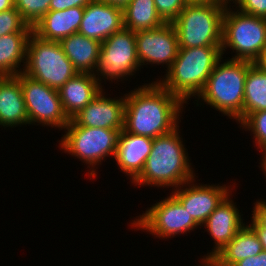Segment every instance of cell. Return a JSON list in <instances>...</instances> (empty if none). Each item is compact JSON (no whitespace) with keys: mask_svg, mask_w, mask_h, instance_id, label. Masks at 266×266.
I'll return each mask as SVG.
<instances>
[{"mask_svg":"<svg viewBox=\"0 0 266 266\" xmlns=\"http://www.w3.org/2000/svg\"><path fill=\"white\" fill-rule=\"evenodd\" d=\"M92 0H51L49 11H61L73 7H85Z\"/></svg>","mask_w":266,"mask_h":266,"instance_id":"32","label":"cell"},{"mask_svg":"<svg viewBox=\"0 0 266 266\" xmlns=\"http://www.w3.org/2000/svg\"><path fill=\"white\" fill-rule=\"evenodd\" d=\"M252 220L249 224L256 233H266V200L256 201L254 203Z\"/></svg>","mask_w":266,"mask_h":266,"instance_id":"31","label":"cell"},{"mask_svg":"<svg viewBox=\"0 0 266 266\" xmlns=\"http://www.w3.org/2000/svg\"><path fill=\"white\" fill-rule=\"evenodd\" d=\"M262 244L263 250L266 251V233H256Z\"/></svg>","mask_w":266,"mask_h":266,"instance_id":"38","label":"cell"},{"mask_svg":"<svg viewBox=\"0 0 266 266\" xmlns=\"http://www.w3.org/2000/svg\"><path fill=\"white\" fill-rule=\"evenodd\" d=\"M227 48L236 53L231 60L254 63L266 49V19L231 9L227 4L223 16L222 56Z\"/></svg>","mask_w":266,"mask_h":266,"instance_id":"6","label":"cell"},{"mask_svg":"<svg viewBox=\"0 0 266 266\" xmlns=\"http://www.w3.org/2000/svg\"><path fill=\"white\" fill-rule=\"evenodd\" d=\"M215 266H219L217 260L215 259Z\"/></svg>","mask_w":266,"mask_h":266,"instance_id":"41","label":"cell"},{"mask_svg":"<svg viewBox=\"0 0 266 266\" xmlns=\"http://www.w3.org/2000/svg\"><path fill=\"white\" fill-rule=\"evenodd\" d=\"M195 181L194 178L182 184L180 187L173 189L171 194L181 203L189 213V216L201 227L209 215L232 191L229 190L231 188L228 185H202L199 183V186L198 184H194Z\"/></svg>","mask_w":266,"mask_h":266,"instance_id":"13","label":"cell"},{"mask_svg":"<svg viewBox=\"0 0 266 266\" xmlns=\"http://www.w3.org/2000/svg\"><path fill=\"white\" fill-rule=\"evenodd\" d=\"M226 5L219 2H189L172 22L179 48L221 46Z\"/></svg>","mask_w":266,"mask_h":266,"instance_id":"5","label":"cell"},{"mask_svg":"<svg viewBox=\"0 0 266 266\" xmlns=\"http://www.w3.org/2000/svg\"><path fill=\"white\" fill-rule=\"evenodd\" d=\"M59 43L79 73H95L99 62L101 42L75 33L65 37Z\"/></svg>","mask_w":266,"mask_h":266,"instance_id":"21","label":"cell"},{"mask_svg":"<svg viewBox=\"0 0 266 266\" xmlns=\"http://www.w3.org/2000/svg\"><path fill=\"white\" fill-rule=\"evenodd\" d=\"M183 104L157 81L145 83L125 94L123 130L153 139L166 135L179 126Z\"/></svg>","mask_w":266,"mask_h":266,"instance_id":"1","label":"cell"},{"mask_svg":"<svg viewBox=\"0 0 266 266\" xmlns=\"http://www.w3.org/2000/svg\"><path fill=\"white\" fill-rule=\"evenodd\" d=\"M51 0H16L15 8L22 18L32 26L49 12Z\"/></svg>","mask_w":266,"mask_h":266,"instance_id":"27","label":"cell"},{"mask_svg":"<svg viewBox=\"0 0 266 266\" xmlns=\"http://www.w3.org/2000/svg\"><path fill=\"white\" fill-rule=\"evenodd\" d=\"M147 209L145 213L138 216L137 219L135 218L136 221L132 220L131 227L148 231L152 236L159 237V239L187 234V232H192L199 227L172 194Z\"/></svg>","mask_w":266,"mask_h":266,"instance_id":"10","label":"cell"},{"mask_svg":"<svg viewBox=\"0 0 266 266\" xmlns=\"http://www.w3.org/2000/svg\"><path fill=\"white\" fill-rule=\"evenodd\" d=\"M266 110V72L253 63L244 87L243 121L254 112Z\"/></svg>","mask_w":266,"mask_h":266,"instance_id":"25","label":"cell"},{"mask_svg":"<svg viewBox=\"0 0 266 266\" xmlns=\"http://www.w3.org/2000/svg\"><path fill=\"white\" fill-rule=\"evenodd\" d=\"M29 124L21 81L17 76H0V125L18 127Z\"/></svg>","mask_w":266,"mask_h":266,"instance_id":"20","label":"cell"},{"mask_svg":"<svg viewBox=\"0 0 266 266\" xmlns=\"http://www.w3.org/2000/svg\"><path fill=\"white\" fill-rule=\"evenodd\" d=\"M216 63L215 68L207 79L204 89L197 96L210 105L211 108L223 115L233 118L237 124L243 122L244 87L248 68L253 62L247 60H222ZM223 62V63H221Z\"/></svg>","mask_w":266,"mask_h":266,"instance_id":"4","label":"cell"},{"mask_svg":"<svg viewBox=\"0 0 266 266\" xmlns=\"http://www.w3.org/2000/svg\"><path fill=\"white\" fill-rule=\"evenodd\" d=\"M15 8L14 0H0V12Z\"/></svg>","mask_w":266,"mask_h":266,"instance_id":"35","label":"cell"},{"mask_svg":"<svg viewBox=\"0 0 266 266\" xmlns=\"http://www.w3.org/2000/svg\"><path fill=\"white\" fill-rule=\"evenodd\" d=\"M23 73L59 90L78 71L65 55L59 42L42 40L32 33L27 43Z\"/></svg>","mask_w":266,"mask_h":266,"instance_id":"8","label":"cell"},{"mask_svg":"<svg viewBox=\"0 0 266 266\" xmlns=\"http://www.w3.org/2000/svg\"><path fill=\"white\" fill-rule=\"evenodd\" d=\"M140 67L135 32L123 28L101 42L99 62L94 76L101 86L102 79H109L111 82L125 80V77L133 76Z\"/></svg>","mask_w":266,"mask_h":266,"instance_id":"9","label":"cell"},{"mask_svg":"<svg viewBox=\"0 0 266 266\" xmlns=\"http://www.w3.org/2000/svg\"><path fill=\"white\" fill-rule=\"evenodd\" d=\"M67 131H66V130ZM65 134L59 140V147L64 152L79 158L89 169V176L95 178L97 175L96 165L101 164L106 157H113L121 130L92 128L77 126L72 120L64 128ZM93 167V168H92Z\"/></svg>","mask_w":266,"mask_h":266,"instance_id":"7","label":"cell"},{"mask_svg":"<svg viewBox=\"0 0 266 266\" xmlns=\"http://www.w3.org/2000/svg\"><path fill=\"white\" fill-rule=\"evenodd\" d=\"M156 10L165 23H172L189 0H154Z\"/></svg>","mask_w":266,"mask_h":266,"instance_id":"29","label":"cell"},{"mask_svg":"<svg viewBox=\"0 0 266 266\" xmlns=\"http://www.w3.org/2000/svg\"><path fill=\"white\" fill-rule=\"evenodd\" d=\"M233 266H266V251H262L260 254L245 258Z\"/></svg>","mask_w":266,"mask_h":266,"instance_id":"33","label":"cell"},{"mask_svg":"<svg viewBox=\"0 0 266 266\" xmlns=\"http://www.w3.org/2000/svg\"><path fill=\"white\" fill-rule=\"evenodd\" d=\"M153 138L120 131L114 156L119 169L133 182L142 172L151 152Z\"/></svg>","mask_w":266,"mask_h":266,"instance_id":"17","label":"cell"},{"mask_svg":"<svg viewBox=\"0 0 266 266\" xmlns=\"http://www.w3.org/2000/svg\"><path fill=\"white\" fill-rule=\"evenodd\" d=\"M179 126L172 132L153 139L151 152L140 175L131 183L135 186L173 189L195 178L194 169L183 145ZM193 169V170H192Z\"/></svg>","mask_w":266,"mask_h":266,"instance_id":"2","label":"cell"},{"mask_svg":"<svg viewBox=\"0 0 266 266\" xmlns=\"http://www.w3.org/2000/svg\"><path fill=\"white\" fill-rule=\"evenodd\" d=\"M101 1L121 8H124L130 2V0H101Z\"/></svg>","mask_w":266,"mask_h":266,"instance_id":"36","label":"cell"},{"mask_svg":"<svg viewBox=\"0 0 266 266\" xmlns=\"http://www.w3.org/2000/svg\"><path fill=\"white\" fill-rule=\"evenodd\" d=\"M10 33H32V26L28 25L16 8L0 12V36Z\"/></svg>","mask_w":266,"mask_h":266,"instance_id":"28","label":"cell"},{"mask_svg":"<svg viewBox=\"0 0 266 266\" xmlns=\"http://www.w3.org/2000/svg\"><path fill=\"white\" fill-rule=\"evenodd\" d=\"M84 7L61 11H49L32 27V33L46 41L60 42L71 34L78 33Z\"/></svg>","mask_w":266,"mask_h":266,"instance_id":"19","label":"cell"},{"mask_svg":"<svg viewBox=\"0 0 266 266\" xmlns=\"http://www.w3.org/2000/svg\"><path fill=\"white\" fill-rule=\"evenodd\" d=\"M222 58L221 46L179 48L178 55L167 74L157 82L183 103L198 96L207 79Z\"/></svg>","mask_w":266,"mask_h":266,"instance_id":"3","label":"cell"},{"mask_svg":"<svg viewBox=\"0 0 266 266\" xmlns=\"http://www.w3.org/2000/svg\"><path fill=\"white\" fill-rule=\"evenodd\" d=\"M262 251L263 247L255 230L249 224H245L214 258L219 266H233L235 263L256 256Z\"/></svg>","mask_w":266,"mask_h":266,"instance_id":"22","label":"cell"},{"mask_svg":"<svg viewBox=\"0 0 266 266\" xmlns=\"http://www.w3.org/2000/svg\"><path fill=\"white\" fill-rule=\"evenodd\" d=\"M137 56L142 65L165 64L171 67L179 51L178 36L172 23L135 32ZM147 62V63H146Z\"/></svg>","mask_w":266,"mask_h":266,"instance_id":"12","label":"cell"},{"mask_svg":"<svg viewBox=\"0 0 266 266\" xmlns=\"http://www.w3.org/2000/svg\"><path fill=\"white\" fill-rule=\"evenodd\" d=\"M239 11L266 19V0H230ZM237 5V6H236Z\"/></svg>","mask_w":266,"mask_h":266,"instance_id":"30","label":"cell"},{"mask_svg":"<svg viewBox=\"0 0 266 266\" xmlns=\"http://www.w3.org/2000/svg\"><path fill=\"white\" fill-rule=\"evenodd\" d=\"M261 167H262V170L264 175L266 176V151L265 152H262V157H261Z\"/></svg>","mask_w":266,"mask_h":266,"instance_id":"40","label":"cell"},{"mask_svg":"<svg viewBox=\"0 0 266 266\" xmlns=\"http://www.w3.org/2000/svg\"><path fill=\"white\" fill-rule=\"evenodd\" d=\"M229 193L203 224L214 240V249L203 257H215L235 237L245 225L240 210L237 209Z\"/></svg>","mask_w":266,"mask_h":266,"instance_id":"16","label":"cell"},{"mask_svg":"<svg viewBox=\"0 0 266 266\" xmlns=\"http://www.w3.org/2000/svg\"><path fill=\"white\" fill-rule=\"evenodd\" d=\"M31 34L10 33L0 36V76H17L24 71L27 43ZM20 65L24 68L21 69Z\"/></svg>","mask_w":266,"mask_h":266,"instance_id":"23","label":"cell"},{"mask_svg":"<svg viewBox=\"0 0 266 266\" xmlns=\"http://www.w3.org/2000/svg\"><path fill=\"white\" fill-rule=\"evenodd\" d=\"M261 70L266 72V49L260 54L259 58L254 62Z\"/></svg>","mask_w":266,"mask_h":266,"instance_id":"34","label":"cell"},{"mask_svg":"<svg viewBox=\"0 0 266 266\" xmlns=\"http://www.w3.org/2000/svg\"><path fill=\"white\" fill-rule=\"evenodd\" d=\"M189 2H219L223 4H229L230 0H189Z\"/></svg>","mask_w":266,"mask_h":266,"instance_id":"39","label":"cell"},{"mask_svg":"<svg viewBox=\"0 0 266 266\" xmlns=\"http://www.w3.org/2000/svg\"><path fill=\"white\" fill-rule=\"evenodd\" d=\"M123 28V8L101 0H92L84 7L78 33L103 42Z\"/></svg>","mask_w":266,"mask_h":266,"instance_id":"14","label":"cell"},{"mask_svg":"<svg viewBox=\"0 0 266 266\" xmlns=\"http://www.w3.org/2000/svg\"><path fill=\"white\" fill-rule=\"evenodd\" d=\"M103 89L94 74L77 73L59 90V96L66 116L71 120L85 108Z\"/></svg>","mask_w":266,"mask_h":266,"instance_id":"18","label":"cell"},{"mask_svg":"<svg viewBox=\"0 0 266 266\" xmlns=\"http://www.w3.org/2000/svg\"><path fill=\"white\" fill-rule=\"evenodd\" d=\"M17 77L21 81L29 124L37 123V125L60 128L59 130L64 129L70 120L63 110L58 90L23 72Z\"/></svg>","mask_w":266,"mask_h":266,"instance_id":"11","label":"cell"},{"mask_svg":"<svg viewBox=\"0 0 266 266\" xmlns=\"http://www.w3.org/2000/svg\"><path fill=\"white\" fill-rule=\"evenodd\" d=\"M124 28L137 32L165 24L159 16L154 0H130L123 8Z\"/></svg>","mask_w":266,"mask_h":266,"instance_id":"24","label":"cell"},{"mask_svg":"<svg viewBox=\"0 0 266 266\" xmlns=\"http://www.w3.org/2000/svg\"><path fill=\"white\" fill-rule=\"evenodd\" d=\"M240 127L251 131L258 151H266V110L251 113Z\"/></svg>","mask_w":266,"mask_h":266,"instance_id":"26","label":"cell"},{"mask_svg":"<svg viewBox=\"0 0 266 266\" xmlns=\"http://www.w3.org/2000/svg\"><path fill=\"white\" fill-rule=\"evenodd\" d=\"M101 92L71 120L77 126L122 130L124 126L125 94L121 98L107 97Z\"/></svg>","mask_w":266,"mask_h":266,"instance_id":"15","label":"cell"},{"mask_svg":"<svg viewBox=\"0 0 266 266\" xmlns=\"http://www.w3.org/2000/svg\"><path fill=\"white\" fill-rule=\"evenodd\" d=\"M201 265L199 266H215V258L213 257H203L201 258Z\"/></svg>","mask_w":266,"mask_h":266,"instance_id":"37","label":"cell"}]
</instances>
